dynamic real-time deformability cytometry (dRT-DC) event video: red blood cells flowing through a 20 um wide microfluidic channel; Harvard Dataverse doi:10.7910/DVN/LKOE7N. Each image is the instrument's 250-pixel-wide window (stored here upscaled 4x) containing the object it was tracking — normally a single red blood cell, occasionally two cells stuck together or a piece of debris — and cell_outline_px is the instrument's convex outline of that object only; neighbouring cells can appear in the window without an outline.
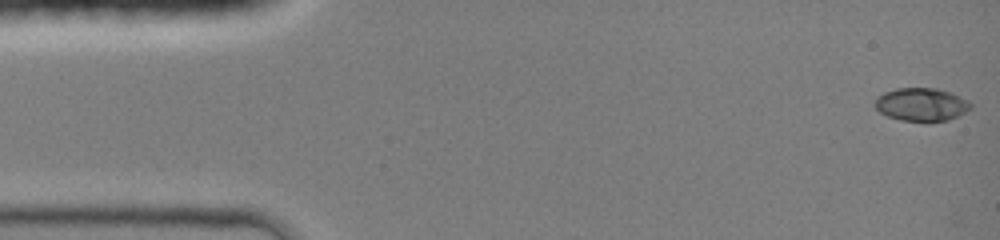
{"species": "common noctule bat (a hibernating species)", "species_latin": "Nyctalus noctula", "temperature_condition": "room temperature", "stored_images_in_passage": 5, "camera_frame_rate_fps": 3000, "um_per_image_px": 0.085, "animal": {"sex": "female", "body_mass_g": 19.0, "forearm_length_mm": 51.5}, "frame": {"image": 1, "passage_image": 1, "time_ms": 0.0, "image_size_px": [1000, 240], "cell_outline_px": [[972, 108], [948, 120], [900, 120], [888, 116], [880, 112], [876, 108], [876, 96], [884, 92], [896, 88], [936, 88], [952, 92], [968, 100], [972, 104]], "centroid_in_image_um": [78.33, 8.85], "position_along_channel_um": 6.7, "area_um2": 18.26}}